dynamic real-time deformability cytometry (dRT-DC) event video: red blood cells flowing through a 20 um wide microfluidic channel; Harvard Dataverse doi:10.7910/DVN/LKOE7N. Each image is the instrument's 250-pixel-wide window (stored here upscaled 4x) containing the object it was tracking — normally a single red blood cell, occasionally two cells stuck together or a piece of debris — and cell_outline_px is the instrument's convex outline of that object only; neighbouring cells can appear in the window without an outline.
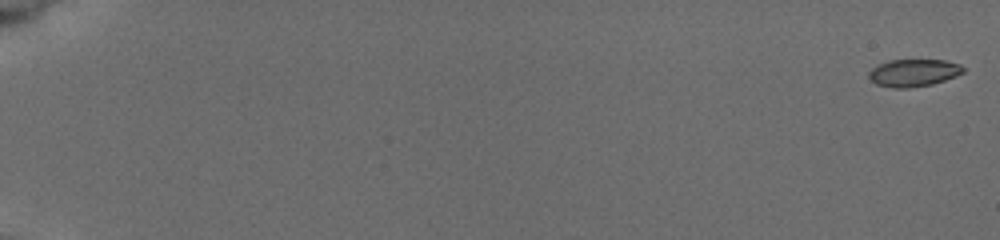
{"species": "common noctule bat (a hibernating species)", "species_latin": "Nyctalus noctula", "temperature_condition": "cold", "stored_images_in_passage": 7, "camera_frame_rate_fps": 3000, "um_per_image_px": 0.085, "animal": {"sex": "female", "body_mass_g": 19.5, "forearm_length_mm": 54.1}, "frame": {"image": 1, "passage_image": 1, "time_ms": 0.0, "image_size_px": [1000, 240], "cell_outline_px": [[964, 72], [956, 76], [932, 84], [908, 88], [892, 88], [876, 84], [868, 76], [868, 72], [872, 68], [888, 60], [944, 60], [960, 64], [964, 68]], "centroid_in_image_um": [77.65, 6.19], "position_along_channel_um": 7.4, "area_um2": 15.03}}
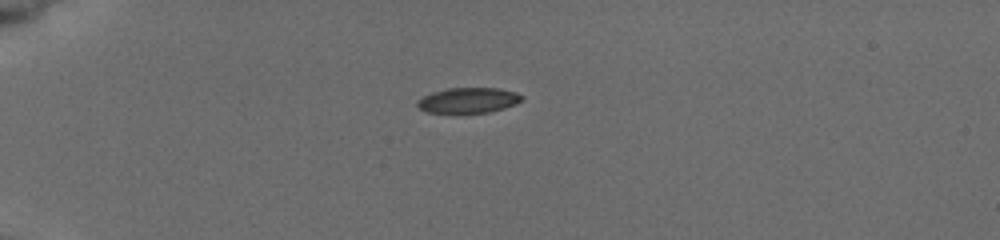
{"frame": {"image": 2, "passage_image": 6, "time_ms": 5.333, "image_size_px": [1000, 240], "cell_outline_px": [[524, 100], [516, 104], [488, 112], [428, 112], [420, 108], [416, 104], [416, 100], [432, 92], [448, 88], [496, 88], [516, 92], [524, 96]], "centroid_in_image_um": [39.83, 8.51], "position_along_channel_um": 45.2, "area_um2": 15.26}}